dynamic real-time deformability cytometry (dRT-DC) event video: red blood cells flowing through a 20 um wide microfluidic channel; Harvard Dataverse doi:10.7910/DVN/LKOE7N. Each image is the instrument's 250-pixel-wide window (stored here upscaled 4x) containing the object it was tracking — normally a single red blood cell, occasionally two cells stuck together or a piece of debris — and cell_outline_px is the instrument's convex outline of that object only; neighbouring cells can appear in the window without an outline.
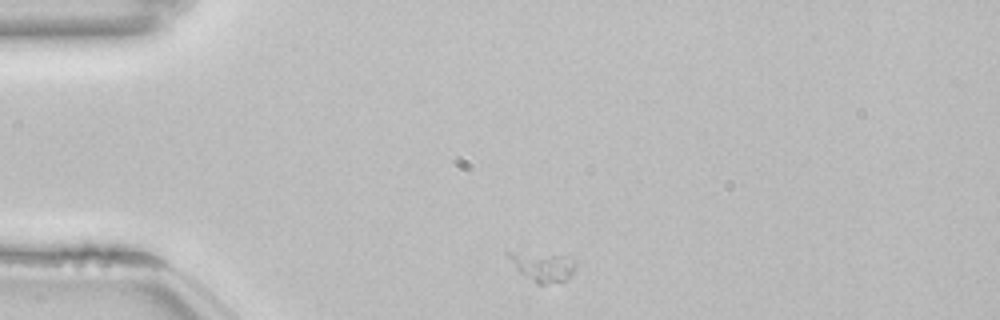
{"species": "common noctule bat (a hibernating species)", "species_latin": "Nyctalus noctula", "temperature_condition": "room temperature", "stored_images_in_passage": 44, "camera_frame_rate_fps": 3000, "um_per_image_px": 0.085, "animal": {"sex": "female", "body_mass_g": 22.7, "forearm_length_mm": 54.2}, "frame": {"image": 1, "passage_image": 1, "time_ms": 0.0, "image_size_px": [1000, 320], "cell_outline_px": [[576, 264], [572, 272], [564, 280], [544, 284], [536, 284], [520, 272], [516, 268], [504, 252], [508, 252], [556, 256], [576, 260]], "centroid_in_image_um": [46.1, 22.69], "position_along_channel_um": 38.9, "area_um2": 10.69}}
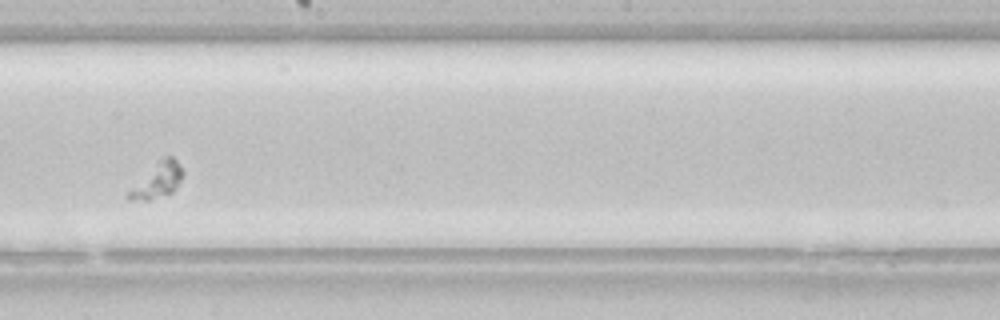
{"frame": {"image": 2, "passage_image": 20, "time_ms": 6.333, "image_size_px": [1000, 320], "cell_outline_px": [[184, 172], [176, 188], [172, 192], [148, 200], [132, 200], [124, 196], [164, 156], [172, 156], [180, 164]], "centroid_in_image_um": [13.42, 15.34], "position_along_channel_um": 234.8, "area_um2": 10.46}}
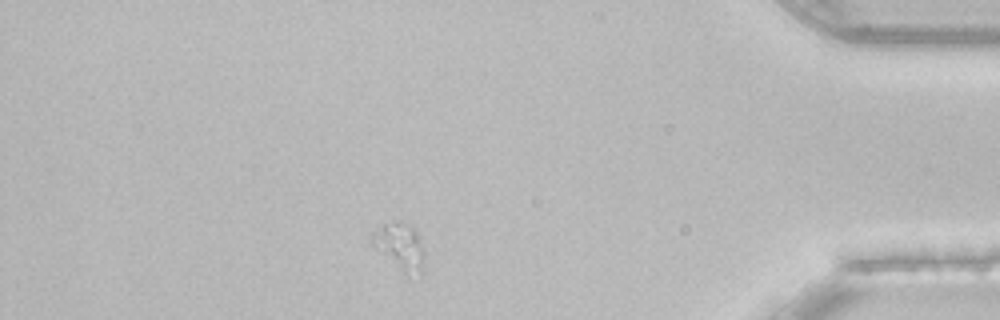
{"frame": {"image": 3, "passage_image": 37, "time_ms": 12.0, "image_size_px": [1000, 320], "cell_outline_px": [[424, 256], [420, 272], [408, 280], [372, 244], [372, 232], [376, 228], [392, 220], [400, 220], [408, 224], [416, 232], [420, 240], [424, 252]], "centroid_in_image_um": [33.99, 20.98], "position_along_channel_um": 401.2, "area_um2": 14.51}}